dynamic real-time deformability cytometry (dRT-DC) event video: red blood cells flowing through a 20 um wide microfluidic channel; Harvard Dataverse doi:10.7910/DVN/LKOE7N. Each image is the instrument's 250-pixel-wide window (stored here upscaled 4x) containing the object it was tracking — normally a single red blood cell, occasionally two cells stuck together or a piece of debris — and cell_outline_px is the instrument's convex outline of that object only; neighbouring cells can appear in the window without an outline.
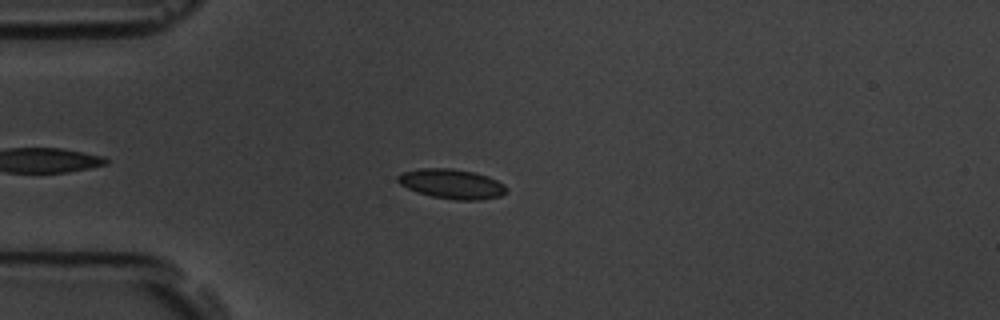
{"species": "common noctule bat (a hibernating species)", "species_latin": "Nyctalus noctula", "temperature_condition": "room temperature", "stored_images_in_passage": 43, "camera_frame_rate_fps": 3000, "um_per_image_px": 0.085, "animal": {"sex": "male", "body_mass_g": 19.5, "forearm_length_mm": 54.6}, "frame": {"image": 1, "passage_image": 7, "time_ms": 2.0, "image_size_px": [1000, 320], "cell_outline_px": [[508, 192], [500, 196], [480, 200], [456, 200], [432, 196], [416, 192], [400, 184], [396, 180], [396, 176], [400, 172], [420, 168], [452, 168], [472, 172], [488, 176], [504, 184], [508, 188]], "centroid_in_image_um": [38.39, 15.63], "position_along_channel_um": 46.6, "area_um2": 18.96}}
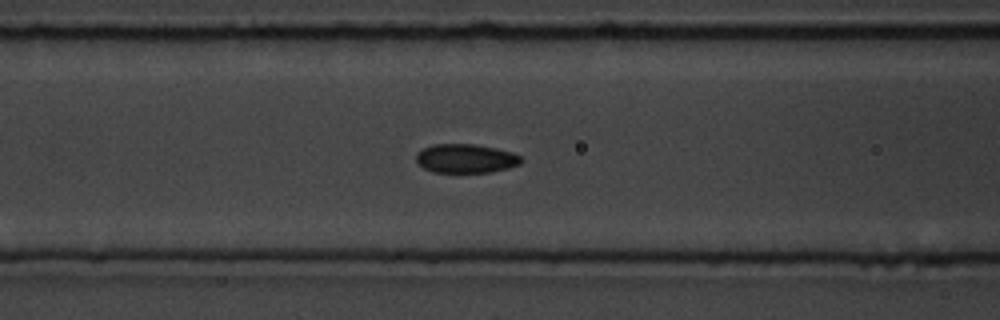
{"frame": {"image": 2, "passage_image": 15, "time_ms": 4.667, "image_size_px": [1000, 320], "cell_outline_px": [[524, 160], [520, 164], [508, 168], [492, 172], [432, 172], [424, 168], [416, 160], [416, 152], [432, 144], [472, 144], [496, 148], [512, 152], [520, 156]], "centroid_in_image_um": [39.6, 13.47], "position_along_channel_um": 127.0, "area_um2": 17.74}}
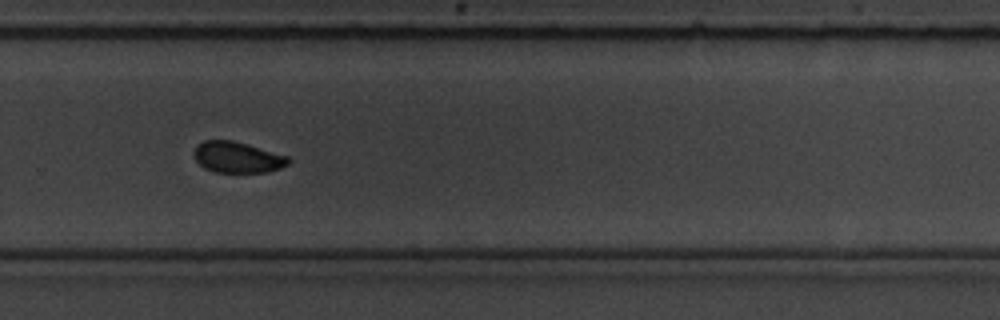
{"frame": {"image": 3, "passage_image": 30, "time_ms": 9.667, "image_size_px": [1000, 320], "cell_outline_px": [[288, 164], [280, 168], [268, 172], [216, 172], [204, 168], [196, 160], [196, 144], [204, 140], [232, 140], [288, 156]], "centroid_in_image_um": [20.17, 13.37], "position_along_channel_um": 309.6, "area_um2": 16.76}, "authors_computed_cell_mechanics": {"area_um2": 17.6868, "velocity_mm_per_s": 3.6647, "shape_relaxation_time_tau1_ms": 1.6849, "shape_relaxation_time_tau2_ms": 1.9479, "deformation_change_tau1": 0.0944, "deformation_change_tau2": 0.0593}}